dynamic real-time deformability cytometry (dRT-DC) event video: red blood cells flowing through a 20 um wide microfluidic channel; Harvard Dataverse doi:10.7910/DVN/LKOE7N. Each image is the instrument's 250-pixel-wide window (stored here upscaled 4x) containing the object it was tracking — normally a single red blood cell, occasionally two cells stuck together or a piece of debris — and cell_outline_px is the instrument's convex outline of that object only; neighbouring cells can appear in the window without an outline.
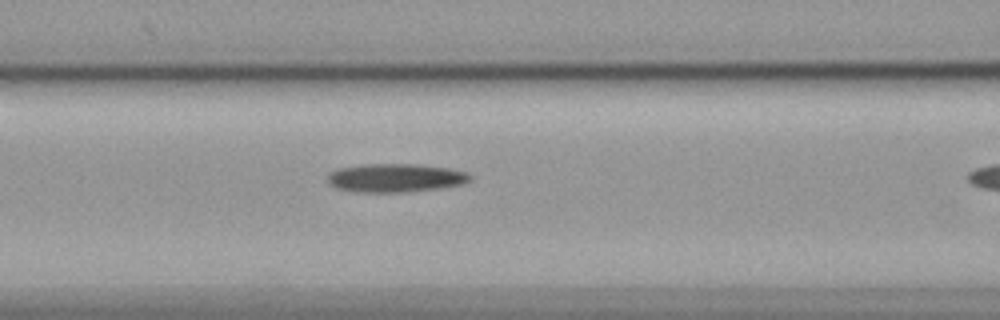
{"species": "common noctule bat (a hibernating species)", "species_latin": "Nyctalus noctula", "temperature_condition": "cold", "stored_images_in_passage": 10, "camera_frame_rate_fps": 3000, "um_per_image_px": 0.085, "animal": {"sex": "female", "body_mass_g": 19.9}, "frame": {"image": 1, "passage_image": 9, "time_ms": 2.667, "image_size_px": [1000, 320], "cell_outline_px": [[472, 180], [464, 184], [440, 188], [408, 192], [360, 192], [336, 188], [328, 184], [328, 172], [336, 168], [364, 164], [420, 164], [448, 168], [468, 172], [472, 176]], "centroid_in_image_um": [33.62, 15.11], "position_along_channel_um": 133.0, "area_um2": 24.04}}